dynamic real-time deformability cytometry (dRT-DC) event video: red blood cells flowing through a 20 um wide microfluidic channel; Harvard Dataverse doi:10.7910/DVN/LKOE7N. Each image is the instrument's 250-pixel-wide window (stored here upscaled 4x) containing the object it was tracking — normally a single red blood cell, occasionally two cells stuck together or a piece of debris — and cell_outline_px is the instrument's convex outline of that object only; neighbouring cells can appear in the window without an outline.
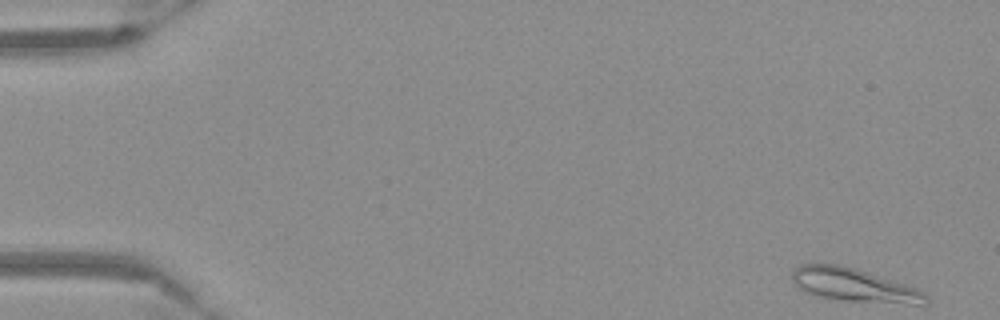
{"species": "Egyptian fruit bat (a non-hibernating species)", "species_latin": "Rousettus aegyptiacus", "temperature_condition": "warm", "stored_images_in_passage": 53, "camera_frame_rate_fps": 3000, "um_per_image_px": 0.085, "frame": {"image": 1, "passage_image": 1, "time_ms": 0.0, "image_size_px": [1000, 320], "cell_outline_px": [[928, 304], [908, 304], [844, 300], [812, 296], [804, 292], [792, 280], [792, 268], [800, 264], [840, 264], [920, 288], [928, 292]], "centroid_in_image_um": [72.62, 24.24], "position_along_channel_um": 12.4, "area_um2": 26.3}}
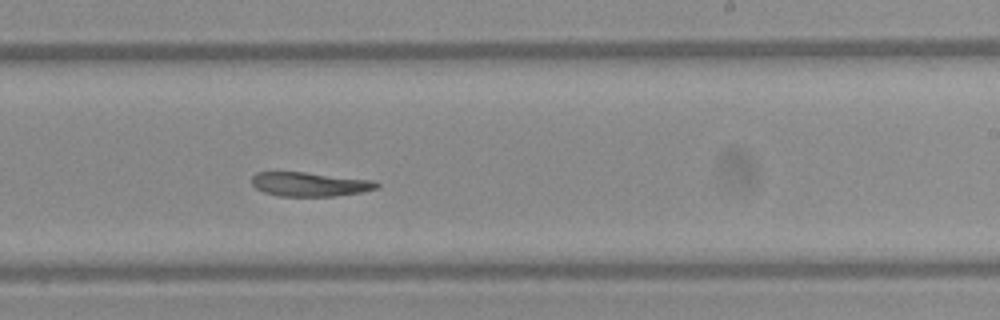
{"frame": {"image": 2, "passage_image": 32, "time_ms": 10.333, "image_size_px": [1000, 320], "cell_outline_px": [[380, 184], [376, 188], [360, 192], [336, 196], [280, 196], [264, 192], [256, 188], [252, 184], [252, 176], [256, 172], [304, 172], [376, 180]], "centroid_in_image_um": [26.34, 15.65], "position_along_channel_um": 262.7, "area_um2": 17.57}}
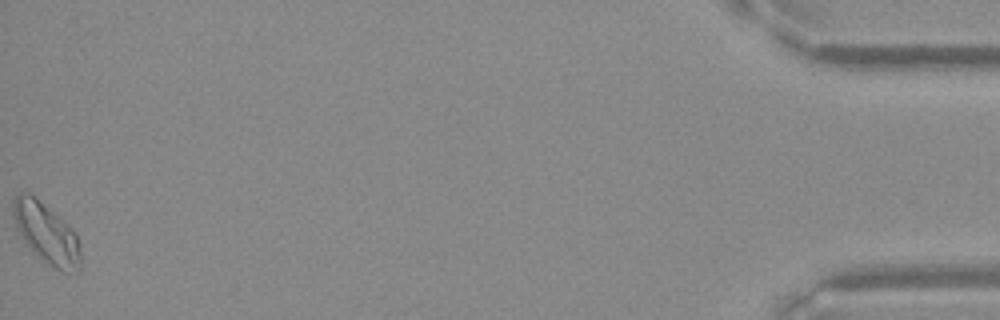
{"frame": {"image": 3, "passage_image": 53, "time_ms": 17.333, "image_size_px": [1000, 320], "cell_outline_px": [[80, 272], [60, 272], [44, 260], [20, 236], [16, 228], [12, 216], [12, 196], [16, 192], [28, 192], [36, 196], [72, 228], [76, 232], [80, 244]], "centroid_in_image_um": [3.93, 19.77], "position_along_channel_um": 431.3, "area_um2": 24.04}}